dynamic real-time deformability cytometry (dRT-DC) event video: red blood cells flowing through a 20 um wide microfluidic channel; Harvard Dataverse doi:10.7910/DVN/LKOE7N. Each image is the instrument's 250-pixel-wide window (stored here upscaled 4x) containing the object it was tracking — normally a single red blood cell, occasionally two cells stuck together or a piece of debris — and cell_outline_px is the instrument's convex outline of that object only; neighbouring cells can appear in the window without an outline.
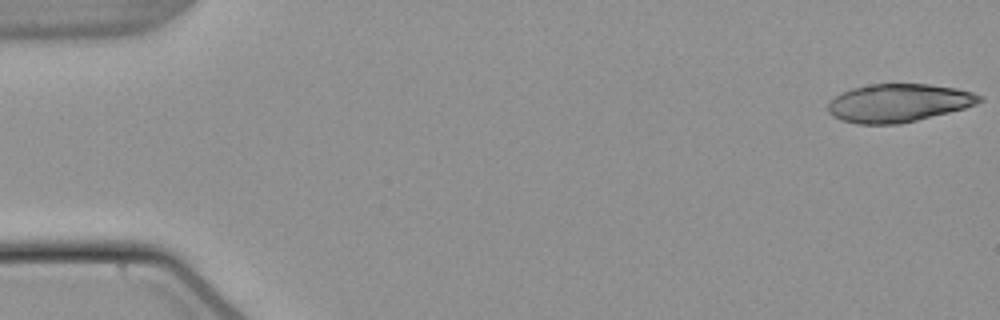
{"species": "common noctule bat (a hibernating species)", "species_latin": "Nyctalus noctula", "temperature_condition": "warm", "stored_images_in_passage": 20, "camera_frame_rate_fps": 3000, "um_per_image_px": 0.085, "animal": {"sex": "male", "body_mass_g": 21.5, "forearm_length_mm": 52.0}, "frame": {"image": 1, "passage_image": 1, "time_ms": 0.0, "image_size_px": [1000, 320], "cell_outline_px": [[984, 100], [976, 104], [964, 108], [900, 124], [856, 124], [840, 120], [832, 116], [828, 112], [828, 104], [836, 96], [852, 88], [872, 84], [928, 84], [956, 88], [972, 92], [984, 96]], "centroid_in_image_um": [76.38, 8.75], "position_along_channel_um": 8.6, "area_um2": 33.58}}